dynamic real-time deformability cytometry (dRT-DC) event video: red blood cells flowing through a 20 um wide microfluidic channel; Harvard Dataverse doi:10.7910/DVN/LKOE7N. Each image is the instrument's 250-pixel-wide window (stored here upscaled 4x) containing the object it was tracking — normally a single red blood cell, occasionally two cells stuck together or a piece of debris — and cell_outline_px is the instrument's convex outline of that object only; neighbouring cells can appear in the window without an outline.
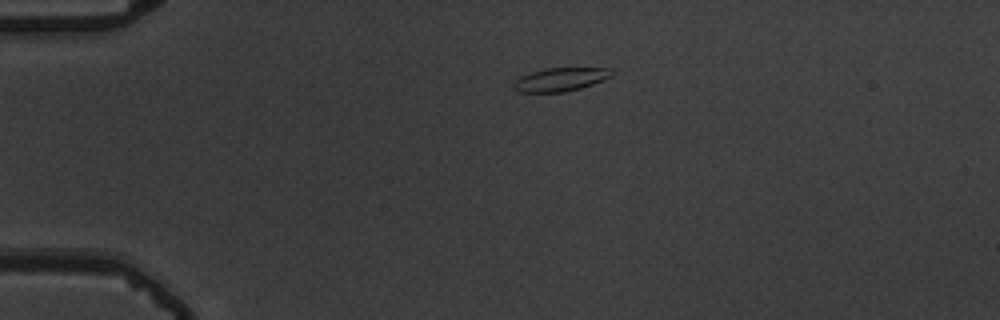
{"species": "common noctule bat (a hibernating species)", "species_latin": "Nyctalus noctula", "temperature_condition": "warm", "stored_images_in_passage": 37, "camera_frame_rate_fps": 3000, "um_per_image_px": 0.085, "animal": {"sex": "male", "body_mass_g": 19.5, "forearm_length_mm": 54.6}, "frame": {"image": 1, "passage_image": 1, "time_ms": 0.0, "image_size_px": [1000, 320], "cell_outline_px": [[612, 76], [592, 84], [580, 88], [564, 92], [516, 92], [512, 88], [512, 84], [520, 76], [544, 68], [608, 68], [612, 72]], "centroid_in_image_um": [47.57, 6.76], "position_along_channel_um": 37.4, "area_um2": 13.35}}
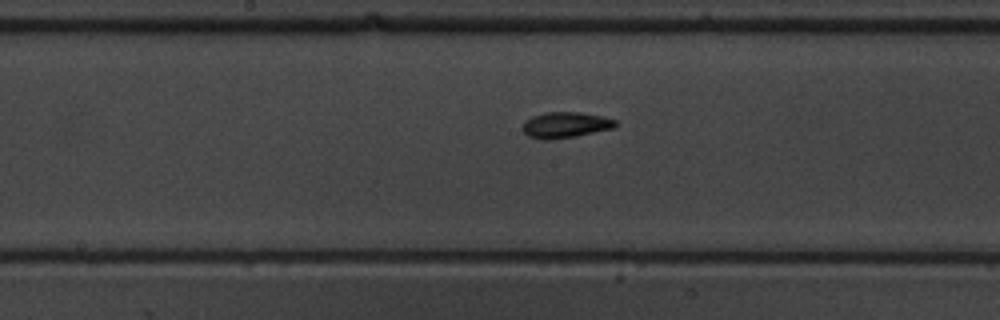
{"frame": {"image": 2, "passage_image": 18, "time_ms": 5.667, "image_size_px": [1000, 320], "cell_outline_px": [[616, 124], [612, 128], [576, 136], [548, 140], [544, 140], [528, 136], [520, 128], [524, 120], [532, 116], [544, 112], [580, 112], [604, 116], [616, 120]], "centroid_in_image_um": [48.0, 10.61], "position_along_channel_um": 200.2, "area_um2": 14.1}}
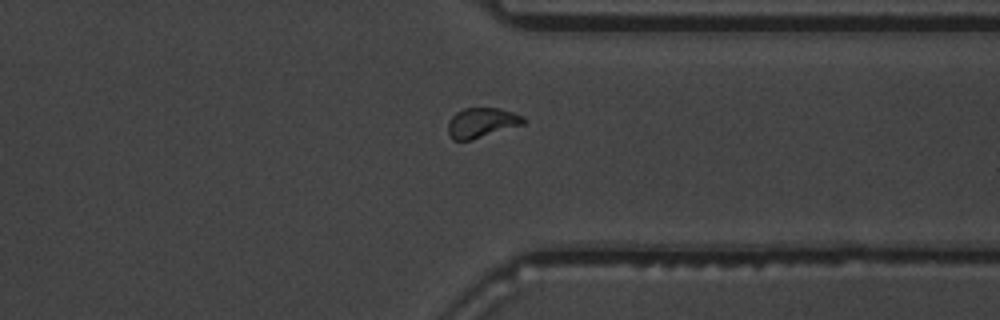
{"frame": {"image": 3, "passage_image": 32, "time_ms": 10.333, "image_size_px": [1000, 320], "cell_outline_px": [[524, 124], [472, 140], [452, 140], [448, 132], [448, 124], [452, 116], [456, 112], [464, 108], [500, 108], [524, 116]], "centroid_in_image_um": [40.94, 10.43], "position_along_channel_um": 370.5, "area_um2": 13.12}, "authors_computed_cell_mechanics": {"area_um2": 13.1784, "velocity_mm_per_s": 3.6583, "shape_relaxation_time_tau1_ms": 3.7999, "shape_relaxation_time_tau2_ms": 3.2615, "deformation_change_tau1": 0.1372, "deformation_change_tau2": 0.0916}}